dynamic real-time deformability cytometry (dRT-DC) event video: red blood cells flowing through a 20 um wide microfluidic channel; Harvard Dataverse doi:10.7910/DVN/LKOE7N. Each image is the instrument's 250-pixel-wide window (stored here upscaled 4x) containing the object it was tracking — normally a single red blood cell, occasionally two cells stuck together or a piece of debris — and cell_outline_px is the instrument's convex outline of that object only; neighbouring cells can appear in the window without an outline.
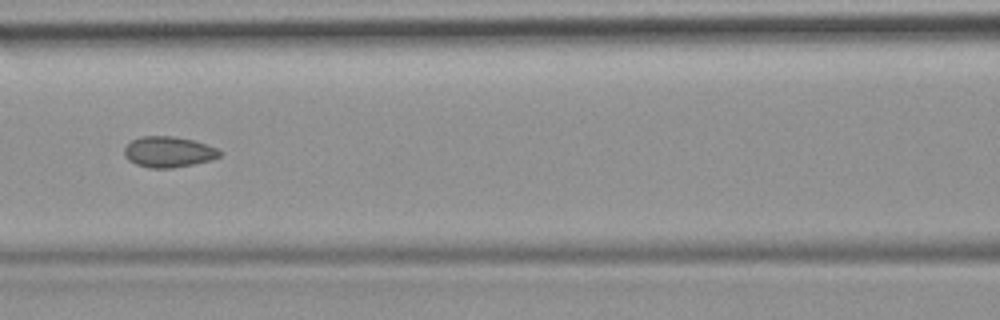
{"species": "common noctule bat (a hibernating species)", "species_latin": "Nyctalus noctula", "temperature_condition": "room temperature", "stored_images_in_passage": 50, "camera_frame_rate_fps": 3000, "um_per_image_px": 0.085, "animal": {"sex": "female", "body_mass_g": 19.9}, "frame": {"image": 1, "passage_image": 22, "time_ms": 7.0, "image_size_px": [1000, 320], "cell_outline_px": [[224, 152], [220, 156], [212, 160], [172, 168], [148, 168], [136, 164], [128, 160], [124, 156], [124, 148], [132, 140], [140, 136], [172, 136], [192, 140], [216, 148]], "centroid_in_image_um": [14.31, 12.92], "position_along_channel_um": 152.3, "area_um2": 17.11}}